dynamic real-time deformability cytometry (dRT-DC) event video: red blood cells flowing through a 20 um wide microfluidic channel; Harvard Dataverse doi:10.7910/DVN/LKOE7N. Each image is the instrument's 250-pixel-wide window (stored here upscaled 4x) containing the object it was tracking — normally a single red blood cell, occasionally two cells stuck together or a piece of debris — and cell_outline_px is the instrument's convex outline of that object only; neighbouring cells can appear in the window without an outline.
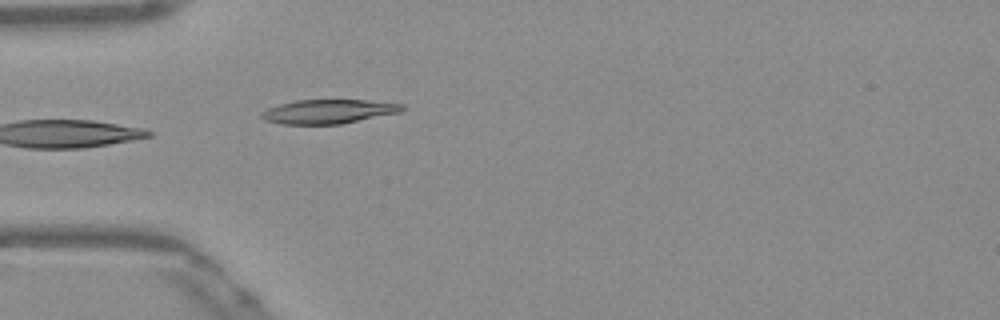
{"species": "Egyptian fruit bat (a non-hibernating species)", "species_latin": "Rousettus aegyptiacus", "temperature_condition": "warm", "stored_images_in_passage": 25, "camera_frame_rate_fps": 3000, "um_per_image_px": 0.085, "frame": {"image": 1, "passage_image": 1, "time_ms": 0.0, "image_size_px": [1000, 320], "cell_outline_px": [[404, 108], [400, 112], [340, 124], [280, 124], [264, 120], [260, 116], [260, 112], [268, 108], [280, 104], [296, 100], [368, 100], [404, 104]], "centroid_in_image_um": [27.89, 9.48], "position_along_channel_um": 57.1, "area_um2": 19.71}, "authors_computed_cell_mechanics": {"area_um2": 24.7962, "velocity_mm_per_s": 3.8804, "shape_relaxation_time_tau1_ms": 6.216, "shape_relaxation_time_tau2_ms": 1.1227, "deformation_change_tau1": 0.1947, "deformation_change_tau2": 0.0669}}